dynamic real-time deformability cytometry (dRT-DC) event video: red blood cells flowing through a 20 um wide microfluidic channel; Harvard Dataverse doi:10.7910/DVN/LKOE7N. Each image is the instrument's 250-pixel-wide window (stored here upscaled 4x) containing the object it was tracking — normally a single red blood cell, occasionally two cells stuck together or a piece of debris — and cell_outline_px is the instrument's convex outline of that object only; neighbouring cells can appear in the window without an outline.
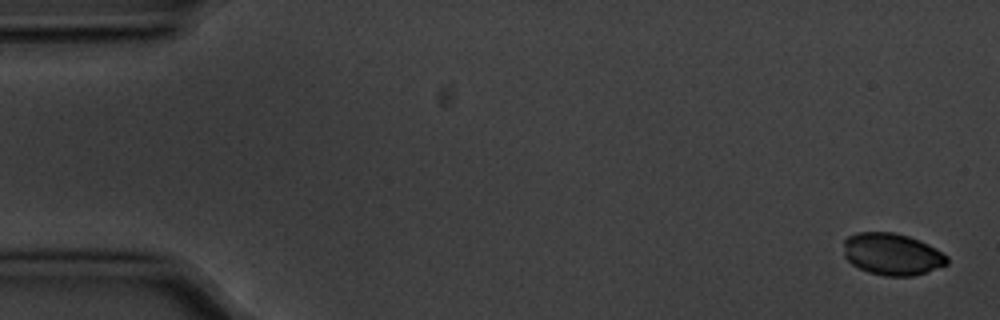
{"species": "common noctule bat (a hibernating species)", "species_latin": "Nyctalus noctula", "temperature_condition": "cold", "stored_images_in_passage": 4, "camera_frame_rate_fps": 3000, "um_per_image_px": 0.085, "animal": {"sex": "male", "body_mass_g": 20.1, "forearm_length_mm": 53.5}, "frame": {"image": 1, "passage_image": 1, "time_ms": 0.0, "image_size_px": [1000, 320], "cell_outline_px": [[948, 264], [912, 276], [884, 276], [868, 272], [852, 264], [844, 256], [844, 240], [848, 236], [856, 232], [896, 232], [920, 240], [936, 248], [948, 256]], "centroid_in_image_um": [75.82, 21.59], "position_along_channel_um": 9.2, "area_um2": 25.32}}